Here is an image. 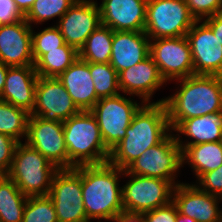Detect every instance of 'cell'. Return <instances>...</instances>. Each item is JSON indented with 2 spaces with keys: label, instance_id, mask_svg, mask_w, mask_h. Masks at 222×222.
<instances>
[{
  "label": "cell",
  "instance_id": "cell-1",
  "mask_svg": "<svg viewBox=\"0 0 222 222\" xmlns=\"http://www.w3.org/2000/svg\"><path fill=\"white\" fill-rule=\"evenodd\" d=\"M174 95L152 103H164L171 130L183 120L222 111V76L193 74L177 79Z\"/></svg>",
  "mask_w": 222,
  "mask_h": 222
},
{
  "label": "cell",
  "instance_id": "cell-2",
  "mask_svg": "<svg viewBox=\"0 0 222 222\" xmlns=\"http://www.w3.org/2000/svg\"><path fill=\"white\" fill-rule=\"evenodd\" d=\"M171 130L164 103H144L134 115L126 136L110 151L108 162L125 170Z\"/></svg>",
  "mask_w": 222,
  "mask_h": 222
},
{
  "label": "cell",
  "instance_id": "cell-3",
  "mask_svg": "<svg viewBox=\"0 0 222 222\" xmlns=\"http://www.w3.org/2000/svg\"><path fill=\"white\" fill-rule=\"evenodd\" d=\"M124 170L109 162L99 165H82V198L88 221L114 220L124 211L119 176Z\"/></svg>",
  "mask_w": 222,
  "mask_h": 222
},
{
  "label": "cell",
  "instance_id": "cell-4",
  "mask_svg": "<svg viewBox=\"0 0 222 222\" xmlns=\"http://www.w3.org/2000/svg\"><path fill=\"white\" fill-rule=\"evenodd\" d=\"M63 132L68 169L108 162L110 151L105 147L97 120L90 111H80L63 121Z\"/></svg>",
  "mask_w": 222,
  "mask_h": 222
},
{
  "label": "cell",
  "instance_id": "cell-5",
  "mask_svg": "<svg viewBox=\"0 0 222 222\" xmlns=\"http://www.w3.org/2000/svg\"><path fill=\"white\" fill-rule=\"evenodd\" d=\"M57 170L39 151L20 142L15 147L7 176L26 197L44 196L49 194Z\"/></svg>",
  "mask_w": 222,
  "mask_h": 222
},
{
  "label": "cell",
  "instance_id": "cell-6",
  "mask_svg": "<svg viewBox=\"0 0 222 222\" xmlns=\"http://www.w3.org/2000/svg\"><path fill=\"white\" fill-rule=\"evenodd\" d=\"M196 21L185 0H148L144 32L150 39L186 36Z\"/></svg>",
  "mask_w": 222,
  "mask_h": 222
},
{
  "label": "cell",
  "instance_id": "cell-7",
  "mask_svg": "<svg viewBox=\"0 0 222 222\" xmlns=\"http://www.w3.org/2000/svg\"><path fill=\"white\" fill-rule=\"evenodd\" d=\"M48 196L55 206L58 222H89L82 198V165L58 169Z\"/></svg>",
  "mask_w": 222,
  "mask_h": 222
},
{
  "label": "cell",
  "instance_id": "cell-8",
  "mask_svg": "<svg viewBox=\"0 0 222 222\" xmlns=\"http://www.w3.org/2000/svg\"><path fill=\"white\" fill-rule=\"evenodd\" d=\"M122 94L100 98L90 112L95 116L105 147L111 151L126 136L134 115L142 107Z\"/></svg>",
  "mask_w": 222,
  "mask_h": 222
},
{
  "label": "cell",
  "instance_id": "cell-9",
  "mask_svg": "<svg viewBox=\"0 0 222 222\" xmlns=\"http://www.w3.org/2000/svg\"><path fill=\"white\" fill-rule=\"evenodd\" d=\"M131 179L122 186L124 212L139 213L163 207L172 201L174 185L167 180L127 173Z\"/></svg>",
  "mask_w": 222,
  "mask_h": 222
},
{
  "label": "cell",
  "instance_id": "cell-10",
  "mask_svg": "<svg viewBox=\"0 0 222 222\" xmlns=\"http://www.w3.org/2000/svg\"><path fill=\"white\" fill-rule=\"evenodd\" d=\"M168 134L159 144L148 148L125 171L145 177H156L170 181L174 186L176 171L182 167V150L176 136Z\"/></svg>",
  "mask_w": 222,
  "mask_h": 222
},
{
  "label": "cell",
  "instance_id": "cell-11",
  "mask_svg": "<svg viewBox=\"0 0 222 222\" xmlns=\"http://www.w3.org/2000/svg\"><path fill=\"white\" fill-rule=\"evenodd\" d=\"M149 55L166 82L194 74L191 48L186 36L151 39Z\"/></svg>",
  "mask_w": 222,
  "mask_h": 222
},
{
  "label": "cell",
  "instance_id": "cell-12",
  "mask_svg": "<svg viewBox=\"0 0 222 222\" xmlns=\"http://www.w3.org/2000/svg\"><path fill=\"white\" fill-rule=\"evenodd\" d=\"M79 112L58 78L38 76L35 103L30 115L45 121L63 122Z\"/></svg>",
  "mask_w": 222,
  "mask_h": 222
},
{
  "label": "cell",
  "instance_id": "cell-13",
  "mask_svg": "<svg viewBox=\"0 0 222 222\" xmlns=\"http://www.w3.org/2000/svg\"><path fill=\"white\" fill-rule=\"evenodd\" d=\"M25 142L39 151L56 168L68 169L63 122L45 121L38 116L30 115Z\"/></svg>",
  "mask_w": 222,
  "mask_h": 222
},
{
  "label": "cell",
  "instance_id": "cell-14",
  "mask_svg": "<svg viewBox=\"0 0 222 222\" xmlns=\"http://www.w3.org/2000/svg\"><path fill=\"white\" fill-rule=\"evenodd\" d=\"M58 23L65 43L79 52L88 36L101 25L99 6L92 0H77Z\"/></svg>",
  "mask_w": 222,
  "mask_h": 222
},
{
  "label": "cell",
  "instance_id": "cell-15",
  "mask_svg": "<svg viewBox=\"0 0 222 222\" xmlns=\"http://www.w3.org/2000/svg\"><path fill=\"white\" fill-rule=\"evenodd\" d=\"M196 21L186 37L188 39L194 74L222 76V45L212 29L203 21Z\"/></svg>",
  "mask_w": 222,
  "mask_h": 222
},
{
  "label": "cell",
  "instance_id": "cell-16",
  "mask_svg": "<svg viewBox=\"0 0 222 222\" xmlns=\"http://www.w3.org/2000/svg\"><path fill=\"white\" fill-rule=\"evenodd\" d=\"M219 196L202 191L198 185L179 183L173 189L172 201L180 214L196 222H222V211L218 208Z\"/></svg>",
  "mask_w": 222,
  "mask_h": 222
},
{
  "label": "cell",
  "instance_id": "cell-17",
  "mask_svg": "<svg viewBox=\"0 0 222 222\" xmlns=\"http://www.w3.org/2000/svg\"><path fill=\"white\" fill-rule=\"evenodd\" d=\"M0 61L8 67L34 65L32 28L24 19L0 25Z\"/></svg>",
  "mask_w": 222,
  "mask_h": 222
},
{
  "label": "cell",
  "instance_id": "cell-18",
  "mask_svg": "<svg viewBox=\"0 0 222 222\" xmlns=\"http://www.w3.org/2000/svg\"><path fill=\"white\" fill-rule=\"evenodd\" d=\"M148 0H102L101 24L113 31L145 30Z\"/></svg>",
  "mask_w": 222,
  "mask_h": 222
},
{
  "label": "cell",
  "instance_id": "cell-19",
  "mask_svg": "<svg viewBox=\"0 0 222 222\" xmlns=\"http://www.w3.org/2000/svg\"><path fill=\"white\" fill-rule=\"evenodd\" d=\"M118 76L120 91L141 97V103H151L149 101L155 90L166 83L150 55L135 66L121 71Z\"/></svg>",
  "mask_w": 222,
  "mask_h": 222
},
{
  "label": "cell",
  "instance_id": "cell-20",
  "mask_svg": "<svg viewBox=\"0 0 222 222\" xmlns=\"http://www.w3.org/2000/svg\"><path fill=\"white\" fill-rule=\"evenodd\" d=\"M150 38L144 31H113L110 64L118 74L149 56Z\"/></svg>",
  "mask_w": 222,
  "mask_h": 222
},
{
  "label": "cell",
  "instance_id": "cell-21",
  "mask_svg": "<svg viewBox=\"0 0 222 222\" xmlns=\"http://www.w3.org/2000/svg\"><path fill=\"white\" fill-rule=\"evenodd\" d=\"M38 74L34 65L9 67L0 100L32 113Z\"/></svg>",
  "mask_w": 222,
  "mask_h": 222
},
{
  "label": "cell",
  "instance_id": "cell-22",
  "mask_svg": "<svg viewBox=\"0 0 222 222\" xmlns=\"http://www.w3.org/2000/svg\"><path fill=\"white\" fill-rule=\"evenodd\" d=\"M58 79L80 111H90L99 100L89 71V62L78 57Z\"/></svg>",
  "mask_w": 222,
  "mask_h": 222
},
{
  "label": "cell",
  "instance_id": "cell-23",
  "mask_svg": "<svg viewBox=\"0 0 222 222\" xmlns=\"http://www.w3.org/2000/svg\"><path fill=\"white\" fill-rule=\"evenodd\" d=\"M173 131L194 138V141L183 144L177 135L181 150L190 145L222 141V111L183 120Z\"/></svg>",
  "mask_w": 222,
  "mask_h": 222
},
{
  "label": "cell",
  "instance_id": "cell-24",
  "mask_svg": "<svg viewBox=\"0 0 222 222\" xmlns=\"http://www.w3.org/2000/svg\"><path fill=\"white\" fill-rule=\"evenodd\" d=\"M184 162L191 165L197 179L216 170L222 165V141L186 146L182 150V164Z\"/></svg>",
  "mask_w": 222,
  "mask_h": 222
},
{
  "label": "cell",
  "instance_id": "cell-25",
  "mask_svg": "<svg viewBox=\"0 0 222 222\" xmlns=\"http://www.w3.org/2000/svg\"><path fill=\"white\" fill-rule=\"evenodd\" d=\"M27 198L7 175H0V222H22Z\"/></svg>",
  "mask_w": 222,
  "mask_h": 222
},
{
  "label": "cell",
  "instance_id": "cell-26",
  "mask_svg": "<svg viewBox=\"0 0 222 222\" xmlns=\"http://www.w3.org/2000/svg\"><path fill=\"white\" fill-rule=\"evenodd\" d=\"M79 57V52L65 43L56 50L45 53L35 64V70L41 77L58 78Z\"/></svg>",
  "mask_w": 222,
  "mask_h": 222
},
{
  "label": "cell",
  "instance_id": "cell-27",
  "mask_svg": "<svg viewBox=\"0 0 222 222\" xmlns=\"http://www.w3.org/2000/svg\"><path fill=\"white\" fill-rule=\"evenodd\" d=\"M113 30L100 25L87 38L85 45L79 50V58L85 62L109 63Z\"/></svg>",
  "mask_w": 222,
  "mask_h": 222
},
{
  "label": "cell",
  "instance_id": "cell-28",
  "mask_svg": "<svg viewBox=\"0 0 222 222\" xmlns=\"http://www.w3.org/2000/svg\"><path fill=\"white\" fill-rule=\"evenodd\" d=\"M29 116L26 110L0 100V133L22 142L21 137L27 136Z\"/></svg>",
  "mask_w": 222,
  "mask_h": 222
},
{
  "label": "cell",
  "instance_id": "cell-29",
  "mask_svg": "<svg viewBox=\"0 0 222 222\" xmlns=\"http://www.w3.org/2000/svg\"><path fill=\"white\" fill-rule=\"evenodd\" d=\"M89 71L99 99L120 94L118 72L110 63L89 62Z\"/></svg>",
  "mask_w": 222,
  "mask_h": 222
},
{
  "label": "cell",
  "instance_id": "cell-30",
  "mask_svg": "<svg viewBox=\"0 0 222 222\" xmlns=\"http://www.w3.org/2000/svg\"><path fill=\"white\" fill-rule=\"evenodd\" d=\"M76 1L77 0H35L25 15V20L32 26V23L41 24L55 17L61 18Z\"/></svg>",
  "mask_w": 222,
  "mask_h": 222
},
{
  "label": "cell",
  "instance_id": "cell-31",
  "mask_svg": "<svg viewBox=\"0 0 222 222\" xmlns=\"http://www.w3.org/2000/svg\"><path fill=\"white\" fill-rule=\"evenodd\" d=\"M22 222H58L51 198L48 195L28 197Z\"/></svg>",
  "mask_w": 222,
  "mask_h": 222
},
{
  "label": "cell",
  "instance_id": "cell-32",
  "mask_svg": "<svg viewBox=\"0 0 222 222\" xmlns=\"http://www.w3.org/2000/svg\"><path fill=\"white\" fill-rule=\"evenodd\" d=\"M35 33L36 32H33L32 30V54L34 63H36L45 53L56 50V48L65 44L64 38L56 25Z\"/></svg>",
  "mask_w": 222,
  "mask_h": 222
},
{
  "label": "cell",
  "instance_id": "cell-33",
  "mask_svg": "<svg viewBox=\"0 0 222 222\" xmlns=\"http://www.w3.org/2000/svg\"><path fill=\"white\" fill-rule=\"evenodd\" d=\"M185 3L197 21H201L203 17L208 18L222 12L220 0H185Z\"/></svg>",
  "mask_w": 222,
  "mask_h": 222
},
{
  "label": "cell",
  "instance_id": "cell-34",
  "mask_svg": "<svg viewBox=\"0 0 222 222\" xmlns=\"http://www.w3.org/2000/svg\"><path fill=\"white\" fill-rule=\"evenodd\" d=\"M199 188L206 193L222 198V165L204 173L199 179Z\"/></svg>",
  "mask_w": 222,
  "mask_h": 222
},
{
  "label": "cell",
  "instance_id": "cell-35",
  "mask_svg": "<svg viewBox=\"0 0 222 222\" xmlns=\"http://www.w3.org/2000/svg\"><path fill=\"white\" fill-rule=\"evenodd\" d=\"M17 144L10 136L0 133V175L8 174Z\"/></svg>",
  "mask_w": 222,
  "mask_h": 222
},
{
  "label": "cell",
  "instance_id": "cell-36",
  "mask_svg": "<svg viewBox=\"0 0 222 222\" xmlns=\"http://www.w3.org/2000/svg\"><path fill=\"white\" fill-rule=\"evenodd\" d=\"M24 19L25 15L14 0H0V25L14 24Z\"/></svg>",
  "mask_w": 222,
  "mask_h": 222
},
{
  "label": "cell",
  "instance_id": "cell-37",
  "mask_svg": "<svg viewBox=\"0 0 222 222\" xmlns=\"http://www.w3.org/2000/svg\"><path fill=\"white\" fill-rule=\"evenodd\" d=\"M146 222H176L178 210L171 201L169 204L143 213Z\"/></svg>",
  "mask_w": 222,
  "mask_h": 222
},
{
  "label": "cell",
  "instance_id": "cell-38",
  "mask_svg": "<svg viewBox=\"0 0 222 222\" xmlns=\"http://www.w3.org/2000/svg\"><path fill=\"white\" fill-rule=\"evenodd\" d=\"M203 20L212 29L215 37H217L222 45V12Z\"/></svg>",
  "mask_w": 222,
  "mask_h": 222
},
{
  "label": "cell",
  "instance_id": "cell-39",
  "mask_svg": "<svg viewBox=\"0 0 222 222\" xmlns=\"http://www.w3.org/2000/svg\"><path fill=\"white\" fill-rule=\"evenodd\" d=\"M114 222H146L144 214L121 212L113 220Z\"/></svg>",
  "mask_w": 222,
  "mask_h": 222
},
{
  "label": "cell",
  "instance_id": "cell-40",
  "mask_svg": "<svg viewBox=\"0 0 222 222\" xmlns=\"http://www.w3.org/2000/svg\"><path fill=\"white\" fill-rule=\"evenodd\" d=\"M35 0H14L20 11L26 15L32 7Z\"/></svg>",
  "mask_w": 222,
  "mask_h": 222
},
{
  "label": "cell",
  "instance_id": "cell-41",
  "mask_svg": "<svg viewBox=\"0 0 222 222\" xmlns=\"http://www.w3.org/2000/svg\"><path fill=\"white\" fill-rule=\"evenodd\" d=\"M8 68H9L8 66H6L0 61V96L2 94L4 85H5V79H6Z\"/></svg>",
  "mask_w": 222,
  "mask_h": 222
},
{
  "label": "cell",
  "instance_id": "cell-42",
  "mask_svg": "<svg viewBox=\"0 0 222 222\" xmlns=\"http://www.w3.org/2000/svg\"><path fill=\"white\" fill-rule=\"evenodd\" d=\"M176 222H196V220L178 212Z\"/></svg>",
  "mask_w": 222,
  "mask_h": 222
}]
</instances>
